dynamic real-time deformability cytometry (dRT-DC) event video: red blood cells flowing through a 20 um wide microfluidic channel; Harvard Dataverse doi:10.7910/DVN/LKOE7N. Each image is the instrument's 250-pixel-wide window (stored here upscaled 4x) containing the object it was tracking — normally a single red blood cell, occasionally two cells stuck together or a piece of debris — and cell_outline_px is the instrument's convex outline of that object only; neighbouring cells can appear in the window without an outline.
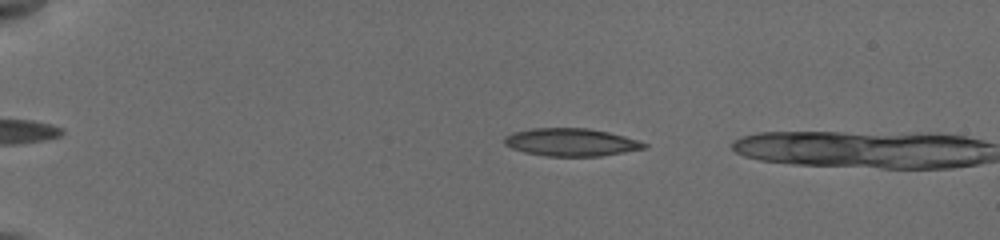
{"species": "common noctule bat (a hibernating species)", "species_latin": "Nyctalus noctula", "temperature_condition": "cold", "stored_images_in_passage": 46, "camera_frame_rate_fps": 3000, "um_per_image_px": 0.085, "animal": {"sex": "female", "body_mass_g": 19.5, "forearm_length_mm": 54.1}, "frame": {"image": 1, "passage_image": 11, "time_ms": 3.333, "image_size_px": [1000, 240], "cell_outline_px": [[648, 148], [600, 156], [548, 156], [524, 152], [512, 148], [504, 144], [504, 136], [512, 132], [532, 128], [588, 128], [608, 132], [624, 136], [648, 144]], "centroid_in_image_um": [48.53, 12.08], "position_along_channel_um": 36.5, "area_um2": 22.6}}
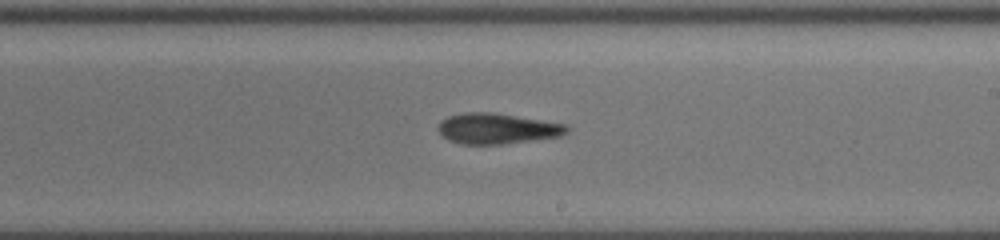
{"frame": {"image": 2, "passage_image": 33, "time_ms": 10.667, "image_size_px": [1000, 240], "cell_outline_px": [[568, 132], [560, 136], [532, 140], [500, 144], [464, 144], [448, 140], [436, 128], [440, 120], [448, 116], [464, 112], [492, 112], [564, 124], [568, 128]], "centroid_in_image_um": [42.2, 10.92], "position_along_channel_um": 246.8, "area_um2": 22.72}}
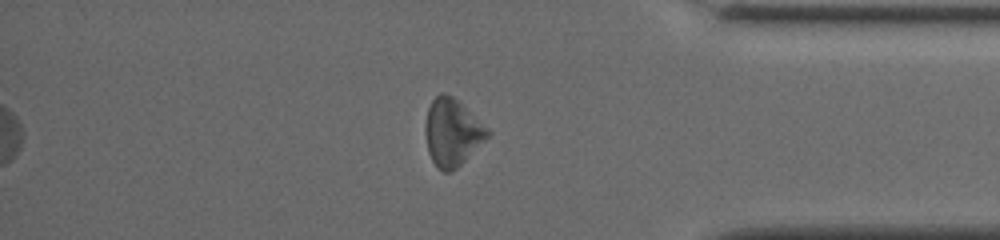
{"frame": {"image": 3, "passage_image": 46, "time_ms": 15.0, "image_size_px": [1000, 240], "cell_outline_px": [[492, 132], [452, 172], [444, 172], [432, 160], [428, 152], [424, 132], [424, 128], [428, 108], [432, 100], [440, 92], [444, 92], [452, 96], [488, 128]], "centroid_in_image_um": [38.4, 11.23], "position_along_channel_um": 396.8, "area_um2": 23.93}, "authors_computed_cell_mechanics": {"area_um2": 22.5998, "velocity_mm_per_s": 3.8142, "shape_relaxation_time_tau1_ms": 4.0468, "shape_relaxation_time_tau2_ms": 6.6805, "deformation_change_tau1": 0.089, "deformation_change_tau2": 0.1932}}